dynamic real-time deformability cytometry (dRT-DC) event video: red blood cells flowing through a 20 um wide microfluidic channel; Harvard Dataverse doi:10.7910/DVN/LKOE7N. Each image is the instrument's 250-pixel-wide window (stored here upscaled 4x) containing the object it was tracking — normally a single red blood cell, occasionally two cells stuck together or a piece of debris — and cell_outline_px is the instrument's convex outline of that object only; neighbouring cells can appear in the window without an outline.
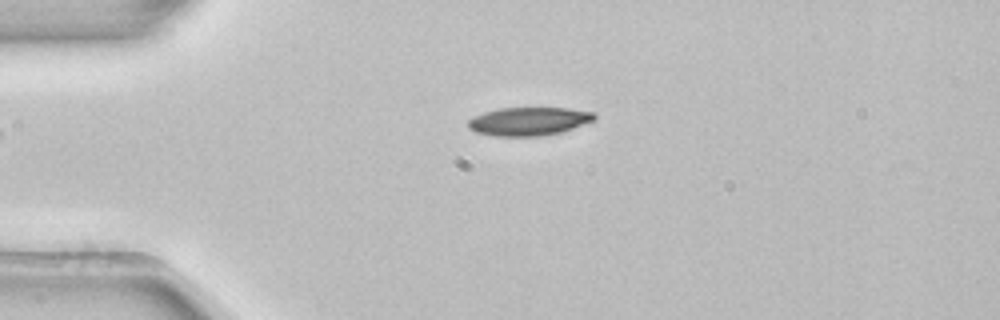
{"species": "common noctule bat (a hibernating species)", "species_latin": "Nyctalus noctula", "temperature_condition": "room temperature", "stored_images_in_passage": 2, "camera_frame_rate_fps": 3000, "um_per_image_px": 0.085, "animal": {"sex": "female", "body_mass_g": 22.7, "forearm_length_mm": 54.2}, "frame": {"image": 1, "passage_image": 1, "time_ms": 0.0, "image_size_px": [1000, 320], "cell_outline_px": [[596, 120], [560, 132], [540, 136], [496, 136], [476, 132], [468, 128], [468, 120], [472, 116], [484, 112], [500, 108], [568, 108], [592, 112], [596, 116]], "centroid_in_image_um": [44.92, 10.31], "position_along_channel_um": 40.1, "area_um2": 20.81}}